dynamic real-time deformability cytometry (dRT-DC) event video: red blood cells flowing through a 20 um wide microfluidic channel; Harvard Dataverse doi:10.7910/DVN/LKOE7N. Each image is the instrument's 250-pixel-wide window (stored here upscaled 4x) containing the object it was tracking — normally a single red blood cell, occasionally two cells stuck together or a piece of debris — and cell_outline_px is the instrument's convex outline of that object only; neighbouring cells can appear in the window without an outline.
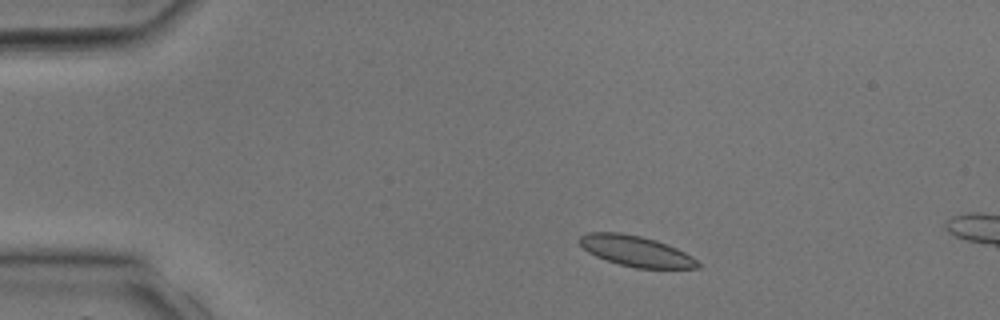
{"species": "common noctule bat (a hibernating species)", "species_latin": "Nyctalus noctula", "temperature_condition": "room temperature", "stored_images_in_passage": 7, "camera_frame_rate_fps": 3000, "um_per_image_px": 0.085, "animal": {"sex": "male", "body_mass_g": 17.9, "forearm_length_mm": 54.2}, "frame": {"image": 1, "passage_image": 4, "time_ms": 1.0, "image_size_px": [1000, 320], "cell_outline_px": [[700, 268], [636, 268], [620, 264], [596, 256], [588, 252], [580, 244], [580, 236], [588, 232], [620, 232], [640, 236], [656, 240], [676, 248], [692, 256], [700, 264]], "centroid_in_image_um": [54.06, 21.34], "position_along_channel_um": 30.9, "area_um2": 20.87}}